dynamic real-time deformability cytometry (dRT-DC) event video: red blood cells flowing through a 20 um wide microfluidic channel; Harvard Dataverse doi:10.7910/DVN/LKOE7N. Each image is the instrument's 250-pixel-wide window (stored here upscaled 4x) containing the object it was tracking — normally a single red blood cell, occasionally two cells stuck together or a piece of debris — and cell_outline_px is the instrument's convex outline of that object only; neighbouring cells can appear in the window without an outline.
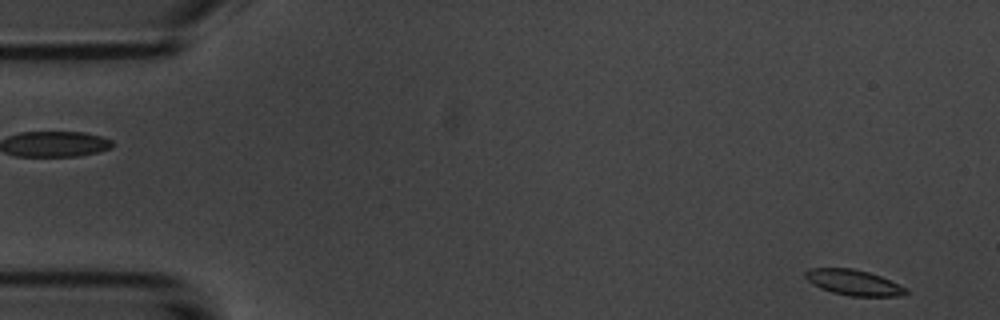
{"species": "common noctule bat (a hibernating species)", "species_latin": "Nyctalus noctula", "temperature_condition": "room temperature", "stored_images_in_passage": 54, "camera_frame_rate_fps": 3000, "um_per_image_px": 0.085, "animal": {"sex": "male", "body_mass_g": 20.1, "forearm_length_mm": 53.5}, "frame": {"image": 1, "passage_image": 2, "time_ms": 0.333, "image_size_px": [1000, 320], "cell_outline_px": [[908, 292], [896, 296], [848, 296], [832, 292], [820, 288], [812, 284], [804, 276], [804, 272], [808, 268], [852, 268], [868, 272], [880, 276], [908, 288]], "centroid_in_image_um": [72.52, 24.01], "position_along_channel_um": 12.5, "area_um2": 14.97}}
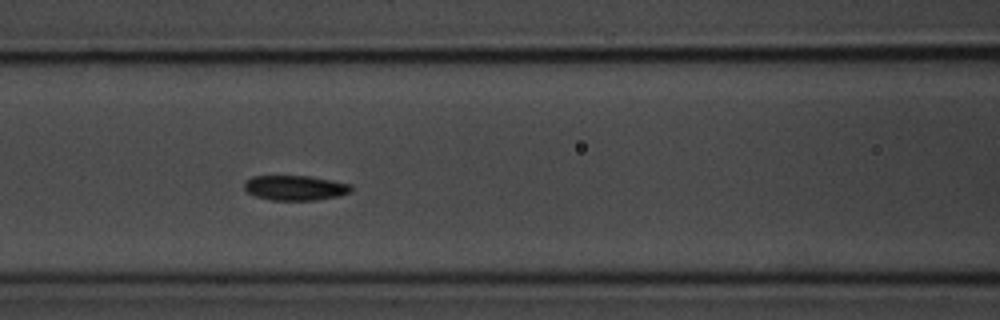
{"frame": {"image": 2, "passage_image": 22, "time_ms": 7.0, "image_size_px": [1000, 320], "cell_outline_px": [[352, 192], [336, 196], [316, 200], [272, 200], [256, 196], [248, 192], [244, 188], [244, 180], [252, 176], [312, 176], [352, 184]], "centroid_in_image_um": [25.1, 15.95], "position_along_channel_um": 141.5, "area_um2": 15.61}}
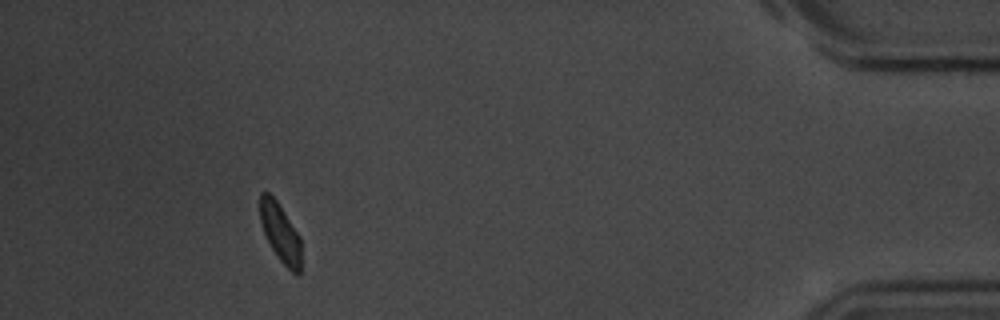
{"frame": {"image": 3, "passage_image": 49, "time_ms": 16.0, "image_size_px": [1000, 320], "cell_outline_px": [[300, 272], [296, 276], [280, 260], [272, 248], [264, 232], [260, 220], [260, 192], [268, 192], [276, 200], [300, 236]], "centroid_in_image_um": [23.83, 19.78], "position_along_channel_um": 411.4, "area_um2": 13.76}, "authors_computed_cell_mechanics": {"area_um2": 15.4326, "velocity_mm_per_s": 3.6694, "shape_relaxation_time_tau1_ms": 2.4924, "shape_relaxation_time_tau2_ms": 7.5872, "deformation_change_tau1": 0.1077, "deformation_change_tau2": 0.1043}}